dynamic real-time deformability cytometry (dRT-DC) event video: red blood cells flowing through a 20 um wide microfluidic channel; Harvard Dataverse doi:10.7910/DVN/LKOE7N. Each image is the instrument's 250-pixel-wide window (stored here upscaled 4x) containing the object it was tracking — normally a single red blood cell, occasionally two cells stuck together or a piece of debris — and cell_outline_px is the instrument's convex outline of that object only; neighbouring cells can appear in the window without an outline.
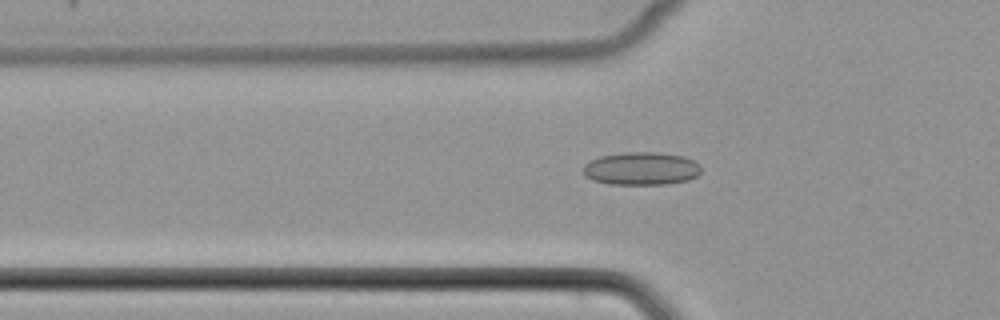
{"species": "common noctule bat (a hibernating species)", "species_latin": "Nyctalus noctula", "temperature_condition": "cold", "stored_images_in_passage": 39, "camera_frame_rate_fps": 3000, "um_per_image_px": 0.085, "animal": {"sex": "female", "body_mass_g": 22.7, "forearm_length_mm": 54.2}, "frame": {"image": 1, "passage_image": 9, "time_ms": 2.667, "image_size_px": [1000, 320], "cell_outline_px": [[700, 172], [696, 176], [688, 180], [668, 184], [608, 184], [592, 180], [584, 176], [584, 164], [600, 156], [624, 152], [656, 152], [684, 156], [700, 164]], "centroid_in_image_um": [54.51, 14.33], "position_along_channel_um": 71.3, "area_um2": 22.72}}
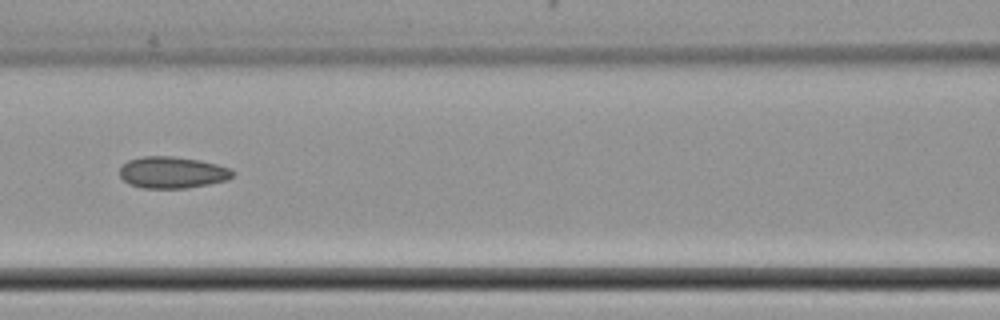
{"frame": {"image": 2, "passage_image": 15, "time_ms": 4.667, "image_size_px": [1000, 320], "cell_outline_px": [[236, 172], [232, 176], [224, 180], [208, 184], [188, 188], [144, 188], [128, 184], [120, 176], [120, 168], [128, 160], [144, 156], [172, 156], [200, 160], [216, 164], [228, 168]], "centroid_in_image_um": [14.62, 14.65], "position_along_channel_um": 152.0, "area_um2": 20.69}}
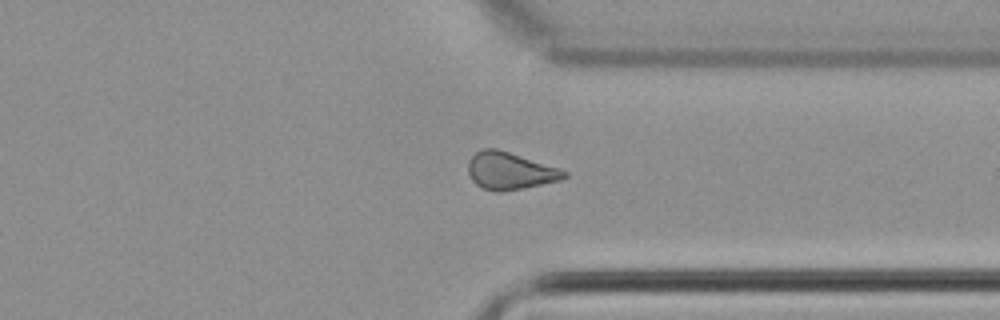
{"frame": {"image": 3, "passage_image": 31, "time_ms": 10.0, "image_size_px": [1000, 320], "cell_outline_px": [[568, 176], [560, 180], [500, 192], [496, 192], [484, 188], [476, 184], [472, 180], [468, 172], [468, 160], [476, 152], [484, 148], [496, 148], [568, 172]], "centroid_in_image_um": [43.29, 14.52], "position_along_channel_um": 368.1, "area_um2": 20.29}}